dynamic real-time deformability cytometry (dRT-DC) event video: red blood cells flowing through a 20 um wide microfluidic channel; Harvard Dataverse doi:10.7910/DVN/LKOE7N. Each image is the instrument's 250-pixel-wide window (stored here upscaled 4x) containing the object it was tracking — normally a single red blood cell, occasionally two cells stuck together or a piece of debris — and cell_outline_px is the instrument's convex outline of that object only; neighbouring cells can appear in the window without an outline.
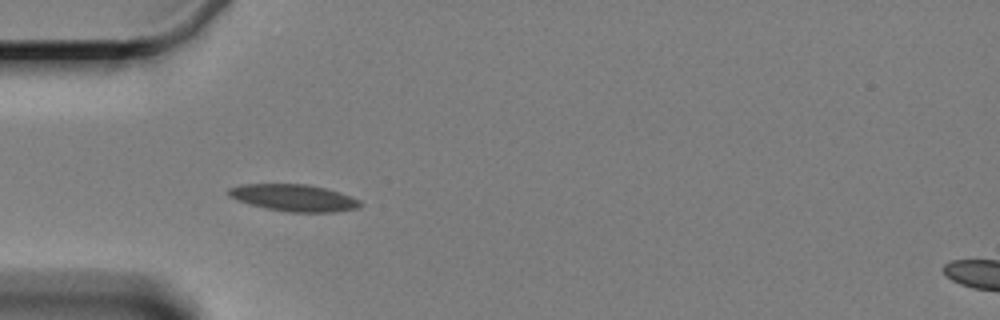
{"species": "Egyptian fruit bat (a non-hibernating species)", "species_latin": "Rousettus aegyptiacus", "temperature_condition": "cold", "stored_images_in_passage": 4, "camera_frame_rate_fps": 3000, "um_per_image_px": 0.085, "animal": {"sex": "female"}, "frame": {"image": 1, "passage_image": 4, "time_ms": 4.0, "image_size_px": [1000, 320], "cell_outline_px": [[364, 204], [360, 208], [336, 212], [288, 212], [264, 208], [248, 204], [236, 200], [228, 196], [224, 192], [228, 188], [240, 184], [304, 184], [324, 188], [360, 200]], "centroid_in_image_um": [24.91, 16.82], "position_along_channel_um": 60.1, "area_um2": 20.81}}